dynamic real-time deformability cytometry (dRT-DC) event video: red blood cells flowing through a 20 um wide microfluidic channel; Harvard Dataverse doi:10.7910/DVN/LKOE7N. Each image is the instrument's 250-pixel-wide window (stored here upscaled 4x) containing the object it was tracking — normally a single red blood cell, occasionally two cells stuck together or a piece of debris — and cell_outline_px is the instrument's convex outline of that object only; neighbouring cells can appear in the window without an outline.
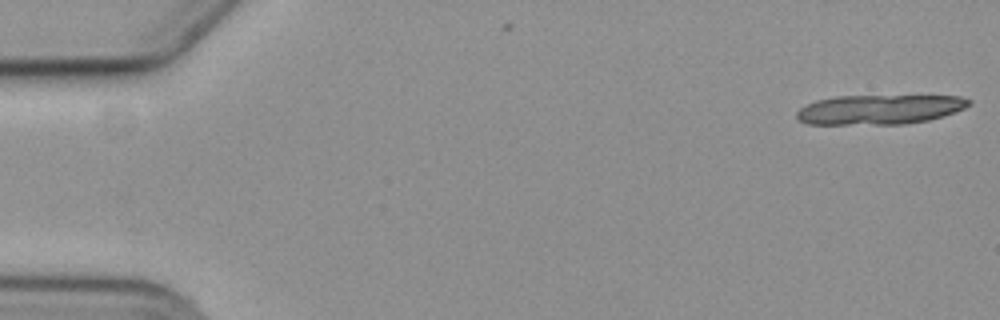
{"species": "common noctule bat (a hibernating species)", "species_latin": "Nyctalus noctula", "temperature_condition": "cold", "stored_images_in_passage": 5, "segment_of_instrument_passage": [2, 2], "camera_frame_rate_fps": 3000, "um_per_image_px": 0.085, "animal": {"sex": "female", "body_mass_g": 19.3, "forearm_length_mm": 54.1}, "frame": {"image": 1, "passage_image": 5, "time_ms": 5.0, "image_size_px": [1000, 320], "cell_outline_px": [[972, 104], [964, 108], [944, 116], [928, 120], [904, 124], [808, 124], [800, 120], [796, 116], [796, 112], [800, 108], [816, 100], [836, 96], [960, 96], [972, 100]], "centroid_in_image_um": [74.78, 9.3], "position_along_channel_um": 10.2, "area_um2": 29.71}}